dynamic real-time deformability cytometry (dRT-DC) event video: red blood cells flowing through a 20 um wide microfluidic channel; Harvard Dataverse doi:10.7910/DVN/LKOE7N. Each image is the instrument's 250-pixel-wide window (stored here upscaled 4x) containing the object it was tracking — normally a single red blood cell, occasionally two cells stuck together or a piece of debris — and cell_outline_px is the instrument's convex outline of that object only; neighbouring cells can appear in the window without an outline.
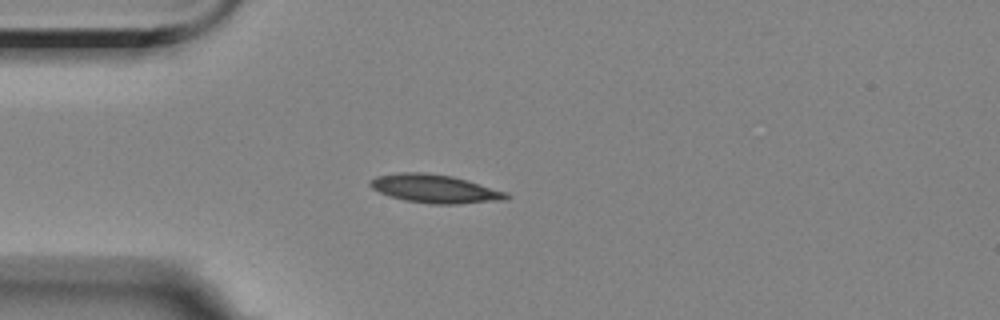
{"species": "Egyptian fruit bat (a non-hibernating species)", "species_latin": "Rousettus aegyptiacus", "temperature_condition": "room temperature", "stored_images_in_passage": 3, "camera_frame_rate_fps": 3000, "um_per_image_px": 0.085, "animal": {"sex": "female"}, "frame": {"image": 1, "passage_image": 1, "time_ms": 0.0, "image_size_px": [1000, 320], "cell_outline_px": [[512, 196], [508, 200], [460, 204], [432, 204], [404, 200], [388, 196], [372, 188], [368, 184], [368, 180], [376, 176], [400, 172], [424, 172], [452, 176], [508, 192]], "centroid_in_image_um": [36.98, 16.05], "position_along_channel_um": 48.0, "area_um2": 22.83}}
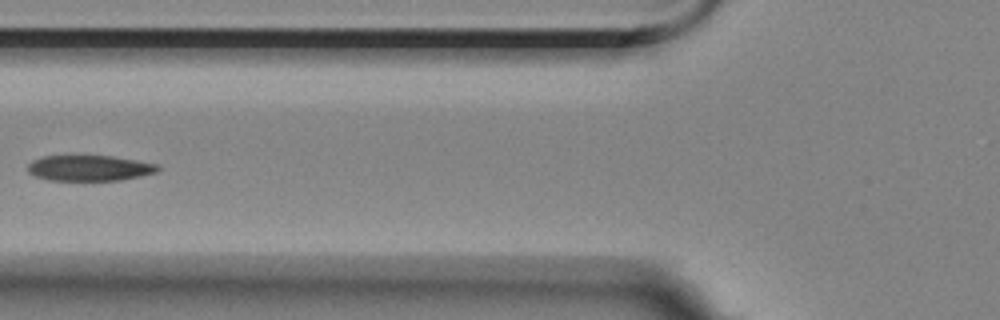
{"frame": {"image": 2, "passage_image": 3, "time_ms": 2.333, "image_size_px": [1000, 320], "cell_outline_px": [[160, 168], [156, 172], [140, 176], [120, 180], [48, 180], [36, 176], [28, 172], [28, 164], [32, 160], [44, 156], [112, 156], [136, 160], [156, 164]], "centroid_in_image_um": [7.58, 14.28], "position_along_channel_um": 118.2, "area_um2": 19.25}}